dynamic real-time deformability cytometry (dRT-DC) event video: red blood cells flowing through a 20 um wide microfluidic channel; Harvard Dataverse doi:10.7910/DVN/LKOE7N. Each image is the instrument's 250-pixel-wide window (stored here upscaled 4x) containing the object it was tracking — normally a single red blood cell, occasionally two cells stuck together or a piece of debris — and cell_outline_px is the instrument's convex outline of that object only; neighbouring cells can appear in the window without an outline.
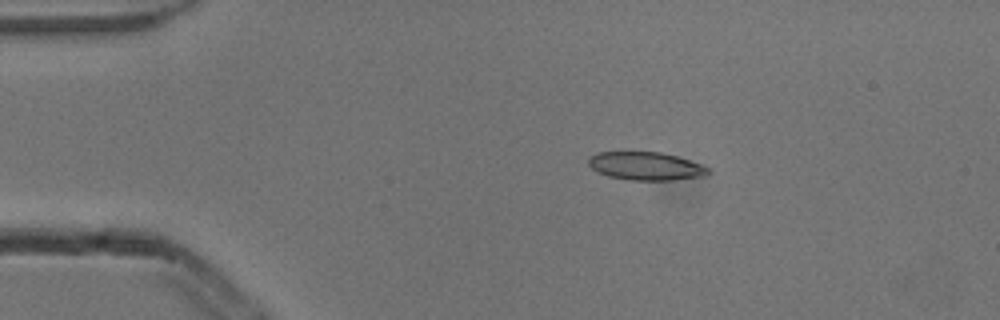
{"species": "common noctule bat (a hibernating species)", "species_latin": "Nyctalus noctula", "temperature_condition": "cold", "stored_images_in_passage": 5, "camera_frame_rate_fps": 3000, "um_per_image_px": 0.085, "animal": {"sex": "male", "body_mass_g": 13.3}, "frame": {"image": 1, "passage_image": 3, "time_ms": 0.667, "image_size_px": [1000, 320], "cell_outline_px": [[712, 172], [704, 176], [672, 180], [628, 180], [608, 176], [596, 172], [588, 164], [588, 160], [596, 152], [660, 152], [676, 156], [700, 164], [708, 168]], "centroid_in_image_um": [54.88, 14.12], "position_along_channel_um": 30.1, "area_um2": 19.59}}
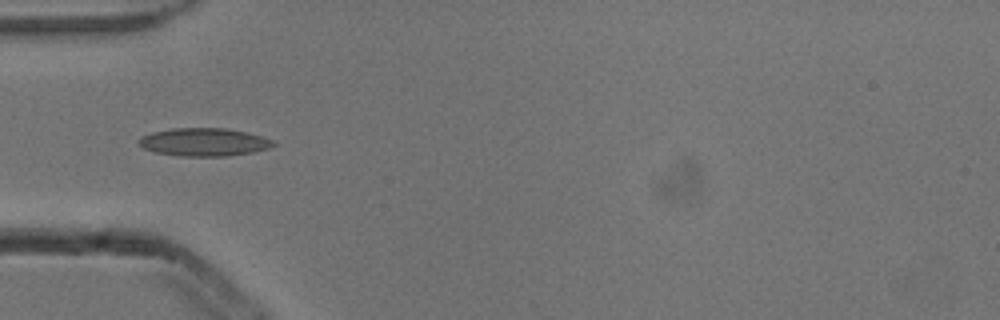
{"frame": {"image": 2, "passage_image": 5, "time_ms": 1.333, "image_size_px": [1000, 320], "cell_outline_px": [[276, 144], [268, 148], [252, 152], [224, 156], [180, 156], [156, 152], [144, 148], [136, 144], [136, 140], [140, 136], [152, 132], [172, 128], [228, 128], [260, 136], [272, 140]], "centroid_in_image_um": [17.26, 12.07], "position_along_channel_um": 67.7, "area_um2": 21.91}}